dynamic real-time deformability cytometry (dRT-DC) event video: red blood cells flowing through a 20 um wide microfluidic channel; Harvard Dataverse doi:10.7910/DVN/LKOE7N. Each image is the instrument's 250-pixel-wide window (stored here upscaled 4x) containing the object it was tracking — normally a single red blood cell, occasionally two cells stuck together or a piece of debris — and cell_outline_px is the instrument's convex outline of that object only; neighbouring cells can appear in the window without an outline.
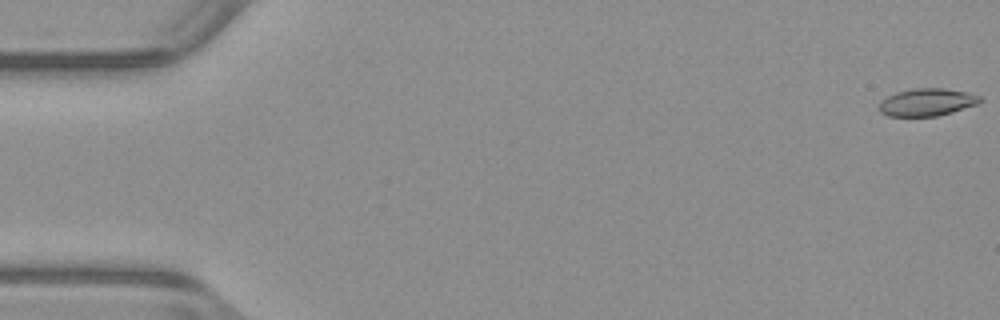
{"species": "common noctule bat (a hibernating species)", "species_latin": "Nyctalus noctula", "temperature_condition": "warm", "stored_images_in_passage": 53, "camera_frame_rate_fps": 3000, "um_per_image_px": 0.085, "animal": {"sex": "male", "body_mass_g": 23.1, "forearm_length_mm": 52.7}, "frame": {"image": 1, "passage_image": 1, "time_ms": 0.0, "image_size_px": [1000, 320], "cell_outline_px": [[984, 100], [976, 104], [952, 112], [936, 116], [888, 116], [880, 112], [880, 100], [896, 92], [916, 88], [944, 88], [968, 92], [980, 96]], "centroid_in_image_um": [78.8, 8.68], "position_along_channel_um": 6.2, "area_um2": 16.13}}
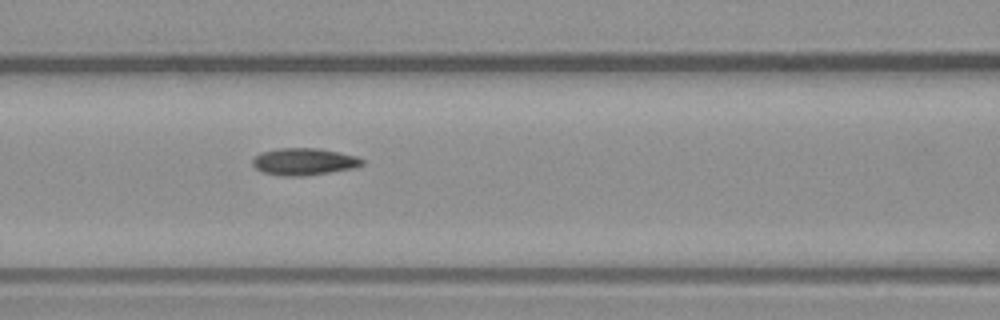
{"frame": {"image": 2, "passage_image": 23, "time_ms": 7.333, "image_size_px": [1000, 320], "cell_outline_px": [[364, 164], [356, 168], [304, 176], [280, 176], [264, 172], [256, 168], [252, 164], [252, 160], [260, 152], [276, 148], [316, 148], [340, 152], [356, 156], [364, 160]], "centroid_in_image_um": [25.85, 13.74], "position_along_channel_um": 140.8, "area_um2": 17.4}}
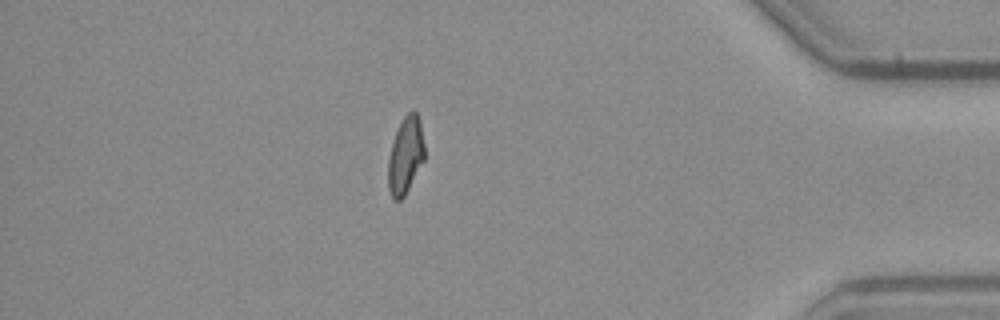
{"frame": {"image": 3, "passage_image": 46, "time_ms": 15.0, "image_size_px": [1000, 320], "cell_outline_px": [[424, 160], [404, 196], [400, 200], [392, 200], [388, 188], [388, 160], [392, 144], [396, 132], [404, 116], [412, 108], [416, 112], [420, 120], [424, 144]], "centroid_in_image_um": [34.46, 13.21], "position_along_channel_um": 400.7, "area_um2": 16.24}, "authors_computed_cell_mechanics": {"area_um2": 16.762, "velocity_mm_per_s": 3.9531, "shape_relaxation_time_tau1_ms": 9.9575, "shape_relaxation_time_tau2_ms": 2.3996, "deformation_change_tau1": 0.2332, "deformation_change_tau2": 0.086}}